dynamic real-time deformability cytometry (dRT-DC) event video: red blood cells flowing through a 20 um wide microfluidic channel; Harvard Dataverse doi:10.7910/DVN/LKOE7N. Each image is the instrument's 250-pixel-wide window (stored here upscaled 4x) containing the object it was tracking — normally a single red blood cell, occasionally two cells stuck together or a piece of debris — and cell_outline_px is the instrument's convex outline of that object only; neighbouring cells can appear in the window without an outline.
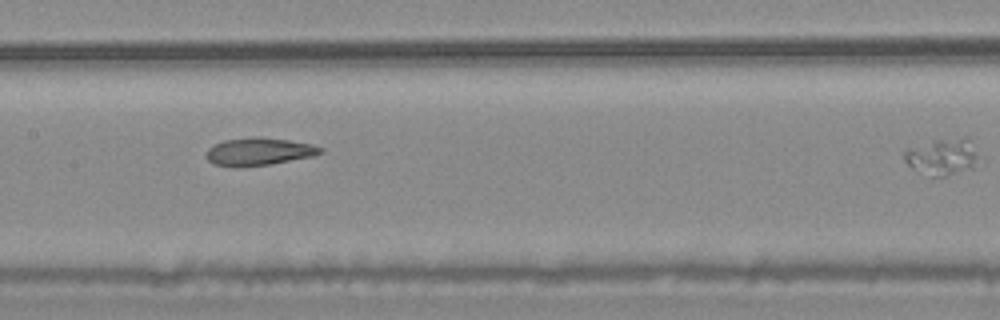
{"species": "common noctule bat (a hibernating species)", "species_latin": "Nyctalus noctula", "temperature_condition": "warm", "stored_images_in_passage": 23, "segment_of_instrument_passage": [2, 2], "camera_frame_rate_fps": 3000, "um_per_image_px": 0.085, "animal": {"sex": "male", "body_mass_g": 20.4}, "frame": {"image": 1, "passage_image": 23, "time_ms": 7.333, "image_size_px": [1000, 320], "cell_outline_px": [[980, 160], [972, 168], [944, 176], [932, 176], [912, 168], [904, 160], [904, 148], [932, 140], [964, 136], [968, 140], [980, 156]], "centroid_in_image_um": [80.09, 13.29], "position_along_channel_um": 127.3, "area_um2": 16.01}}